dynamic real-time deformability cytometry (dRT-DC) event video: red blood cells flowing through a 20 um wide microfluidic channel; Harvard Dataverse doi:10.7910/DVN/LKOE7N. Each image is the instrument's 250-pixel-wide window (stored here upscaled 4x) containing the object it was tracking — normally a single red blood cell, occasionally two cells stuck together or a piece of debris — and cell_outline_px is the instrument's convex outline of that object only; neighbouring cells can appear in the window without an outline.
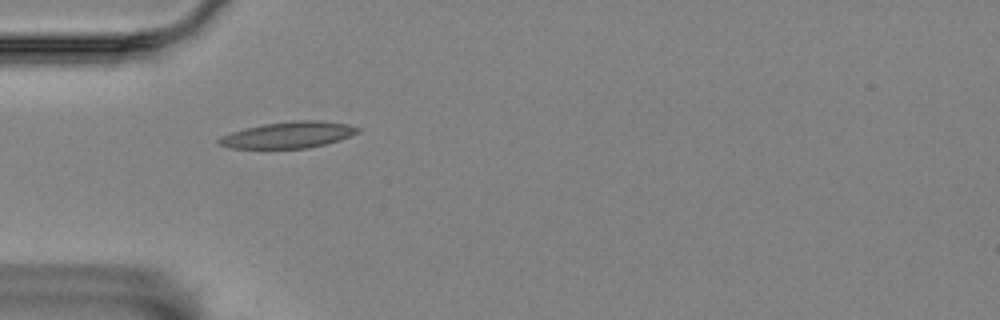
{"species": "Egyptian fruit bat (a non-hibernating species)", "species_latin": "Rousettus aegyptiacus", "temperature_condition": "room temperature", "stored_images_in_passage": 42, "camera_frame_rate_fps": 3000, "um_per_image_px": 0.085, "animal": {"sex": "female"}, "frame": {"image": 1, "passage_image": 2, "time_ms": 0.333, "image_size_px": [1000, 320], "cell_outline_px": [[360, 132], [340, 140], [308, 148], [228, 148], [216, 144], [216, 140], [220, 136], [244, 128], [260, 124], [296, 120], [320, 120], [348, 124], [360, 128]], "centroid_in_image_um": [24.47, 11.46], "position_along_channel_um": 60.5, "area_um2": 21.56}}
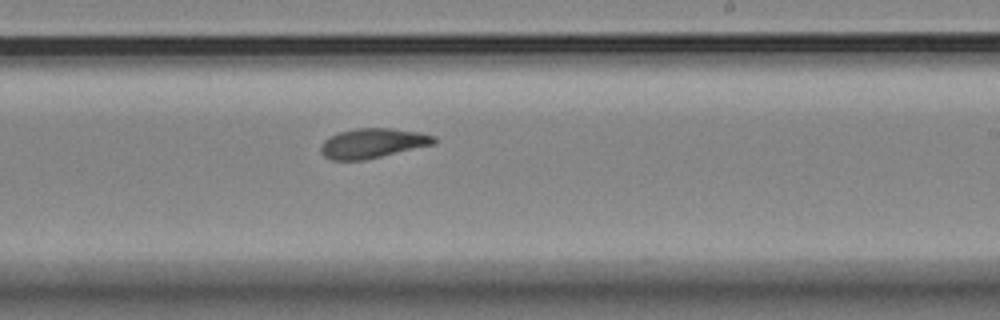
{"frame": {"image": 2, "passage_image": 19, "time_ms": 6.0, "image_size_px": [1000, 320], "cell_outline_px": [[436, 144], [364, 160], [332, 160], [324, 156], [320, 152], [320, 144], [324, 140], [340, 132], [356, 128], [392, 128], [420, 132], [436, 136]], "centroid_in_image_um": [31.7, 12.17], "position_along_channel_um": 257.3, "area_um2": 19.71}}
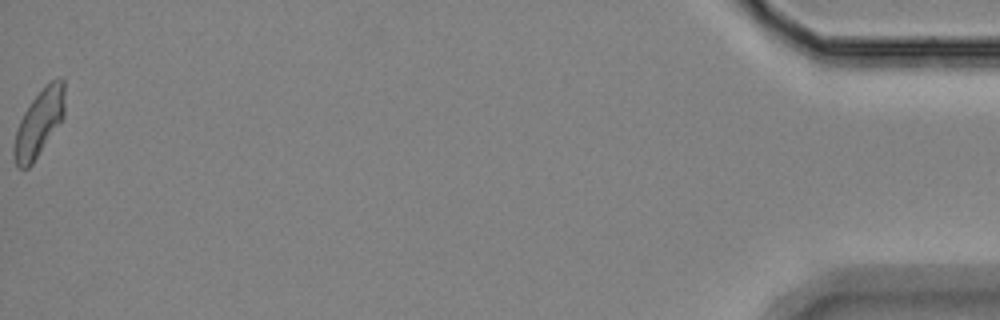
{"frame": {"image": 3, "passage_image": 42, "time_ms": 13.667, "image_size_px": [1000, 320], "cell_outline_px": [[64, 116], [32, 164], [28, 168], [20, 168], [16, 164], [12, 152], [12, 148], [16, 128], [24, 112], [32, 100], [44, 84], [60, 76], [64, 80]], "centroid_in_image_um": [3.3, 10.43], "position_along_channel_um": 431.9, "area_um2": 19.71}, "authors_computed_cell_mechanics": {"area_um2": 19.7098, "velocity_mm_per_s": 3.5051, "shape_relaxation_time_tau1_ms": 7.5857, "shape_relaxation_time_tau2_ms": 3.6483, "deformation_change_tau1": 0.1817, "deformation_change_tau2": 0.1055}}